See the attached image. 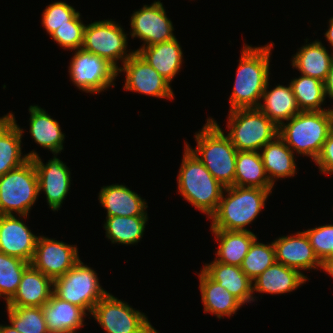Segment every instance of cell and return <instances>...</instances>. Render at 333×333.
<instances>
[{
	"label": "cell",
	"mask_w": 333,
	"mask_h": 333,
	"mask_svg": "<svg viewBox=\"0 0 333 333\" xmlns=\"http://www.w3.org/2000/svg\"><path fill=\"white\" fill-rule=\"evenodd\" d=\"M107 333H148L153 326L144 313L107 293L91 313Z\"/></svg>",
	"instance_id": "10"
},
{
	"label": "cell",
	"mask_w": 333,
	"mask_h": 333,
	"mask_svg": "<svg viewBox=\"0 0 333 333\" xmlns=\"http://www.w3.org/2000/svg\"><path fill=\"white\" fill-rule=\"evenodd\" d=\"M325 96L333 99V64L328 72L327 78L324 81ZM332 111L333 109L330 108Z\"/></svg>",
	"instance_id": "41"
},
{
	"label": "cell",
	"mask_w": 333,
	"mask_h": 333,
	"mask_svg": "<svg viewBox=\"0 0 333 333\" xmlns=\"http://www.w3.org/2000/svg\"><path fill=\"white\" fill-rule=\"evenodd\" d=\"M234 186L272 189L265 168L257 151H238L235 165Z\"/></svg>",
	"instance_id": "31"
},
{
	"label": "cell",
	"mask_w": 333,
	"mask_h": 333,
	"mask_svg": "<svg viewBox=\"0 0 333 333\" xmlns=\"http://www.w3.org/2000/svg\"><path fill=\"white\" fill-rule=\"evenodd\" d=\"M126 73L124 89L144 95L173 99L170 82L161 76L143 57L134 52L117 69V73Z\"/></svg>",
	"instance_id": "12"
},
{
	"label": "cell",
	"mask_w": 333,
	"mask_h": 333,
	"mask_svg": "<svg viewBox=\"0 0 333 333\" xmlns=\"http://www.w3.org/2000/svg\"><path fill=\"white\" fill-rule=\"evenodd\" d=\"M180 167L178 191L195 208L208 215L216 211L225 189L185 145Z\"/></svg>",
	"instance_id": "5"
},
{
	"label": "cell",
	"mask_w": 333,
	"mask_h": 333,
	"mask_svg": "<svg viewBox=\"0 0 333 333\" xmlns=\"http://www.w3.org/2000/svg\"><path fill=\"white\" fill-rule=\"evenodd\" d=\"M71 59L69 74L78 89L93 94L115 86L117 69L107 60L82 48L77 49Z\"/></svg>",
	"instance_id": "11"
},
{
	"label": "cell",
	"mask_w": 333,
	"mask_h": 333,
	"mask_svg": "<svg viewBox=\"0 0 333 333\" xmlns=\"http://www.w3.org/2000/svg\"><path fill=\"white\" fill-rule=\"evenodd\" d=\"M297 106L300 111H325L321 107L325 102L324 82L320 79L301 74L290 81Z\"/></svg>",
	"instance_id": "33"
},
{
	"label": "cell",
	"mask_w": 333,
	"mask_h": 333,
	"mask_svg": "<svg viewBox=\"0 0 333 333\" xmlns=\"http://www.w3.org/2000/svg\"><path fill=\"white\" fill-rule=\"evenodd\" d=\"M175 37L172 40L147 47H140L137 52L143 57L161 76L169 82L180 71L183 62V51Z\"/></svg>",
	"instance_id": "23"
},
{
	"label": "cell",
	"mask_w": 333,
	"mask_h": 333,
	"mask_svg": "<svg viewBox=\"0 0 333 333\" xmlns=\"http://www.w3.org/2000/svg\"><path fill=\"white\" fill-rule=\"evenodd\" d=\"M259 153L267 177L273 185L276 179L293 177L297 172L294 152L279 136L267 143Z\"/></svg>",
	"instance_id": "27"
},
{
	"label": "cell",
	"mask_w": 333,
	"mask_h": 333,
	"mask_svg": "<svg viewBox=\"0 0 333 333\" xmlns=\"http://www.w3.org/2000/svg\"><path fill=\"white\" fill-rule=\"evenodd\" d=\"M269 80L262 95L264 103H260L259 109L278 127L284 121L290 120L300 112L291 85H278L268 90Z\"/></svg>",
	"instance_id": "28"
},
{
	"label": "cell",
	"mask_w": 333,
	"mask_h": 333,
	"mask_svg": "<svg viewBox=\"0 0 333 333\" xmlns=\"http://www.w3.org/2000/svg\"><path fill=\"white\" fill-rule=\"evenodd\" d=\"M292 67L303 75L325 81L333 64V54L328 53L321 41L315 40L299 48L292 58Z\"/></svg>",
	"instance_id": "30"
},
{
	"label": "cell",
	"mask_w": 333,
	"mask_h": 333,
	"mask_svg": "<svg viewBox=\"0 0 333 333\" xmlns=\"http://www.w3.org/2000/svg\"><path fill=\"white\" fill-rule=\"evenodd\" d=\"M204 312H210L221 319L231 317L243 305L227 289L212 280L202 269L198 274Z\"/></svg>",
	"instance_id": "25"
},
{
	"label": "cell",
	"mask_w": 333,
	"mask_h": 333,
	"mask_svg": "<svg viewBox=\"0 0 333 333\" xmlns=\"http://www.w3.org/2000/svg\"><path fill=\"white\" fill-rule=\"evenodd\" d=\"M0 333H20V332L17 331L12 324L7 326L0 324Z\"/></svg>",
	"instance_id": "44"
},
{
	"label": "cell",
	"mask_w": 333,
	"mask_h": 333,
	"mask_svg": "<svg viewBox=\"0 0 333 333\" xmlns=\"http://www.w3.org/2000/svg\"><path fill=\"white\" fill-rule=\"evenodd\" d=\"M211 231L219 242L215 260L226 265L241 266L250 246L257 238L251 231L220 229H211Z\"/></svg>",
	"instance_id": "29"
},
{
	"label": "cell",
	"mask_w": 333,
	"mask_h": 333,
	"mask_svg": "<svg viewBox=\"0 0 333 333\" xmlns=\"http://www.w3.org/2000/svg\"><path fill=\"white\" fill-rule=\"evenodd\" d=\"M148 333H159L154 327Z\"/></svg>",
	"instance_id": "45"
},
{
	"label": "cell",
	"mask_w": 333,
	"mask_h": 333,
	"mask_svg": "<svg viewBox=\"0 0 333 333\" xmlns=\"http://www.w3.org/2000/svg\"><path fill=\"white\" fill-rule=\"evenodd\" d=\"M202 270L223 288L227 289L243 305L254 301L252 280L242 271L240 266L226 265L216 260L205 264Z\"/></svg>",
	"instance_id": "24"
},
{
	"label": "cell",
	"mask_w": 333,
	"mask_h": 333,
	"mask_svg": "<svg viewBox=\"0 0 333 333\" xmlns=\"http://www.w3.org/2000/svg\"><path fill=\"white\" fill-rule=\"evenodd\" d=\"M31 136L35 143L54 154L61 153L65 135L57 120L51 118L44 109L38 105L29 107Z\"/></svg>",
	"instance_id": "26"
},
{
	"label": "cell",
	"mask_w": 333,
	"mask_h": 333,
	"mask_svg": "<svg viewBox=\"0 0 333 333\" xmlns=\"http://www.w3.org/2000/svg\"><path fill=\"white\" fill-rule=\"evenodd\" d=\"M9 322L20 333H48L42 307H6Z\"/></svg>",
	"instance_id": "35"
},
{
	"label": "cell",
	"mask_w": 333,
	"mask_h": 333,
	"mask_svg": "<svg viewBox=\"0 0 333 333\" xmlns=\"http://www.w3.org/2000/svg\"><path fill=\"white\" fill-rule=\"evenodd\" d=\"M321 269L324 270L325 272L330 274V276L333 277V257H330V258L326 259L322 263V268Z\"/></svg>",
	"instance_id": "42"
},
{
	"label": "cell",
	"mask_w": 333,
	"mask_h": 333,
	"mask_svg": "<svg viewBox=\"0 0 333 333\" xmlns=\"http://www.w3.org/2000/svg\"><path fill=\"white\" fill-rule=\"evenodd\" d=\"M131 37L141 39L142 47L163 43L175 38L173 25L167 17L163 4L154 1L150 6L134 12L130 21Z\"/></svg>",
	"instance_id": "13"
},
{
	"label": "cell",
	"mask_w": 333,
	"mask_h": 333,
	"mask_svg": "<svg viewBox=\"0 0 333 333\" xmlns=\"http://www.w3.org/2000/svg\"><path fill=\"white\" fill-rule=\"evenodd\" d=\"M319 167L321 173H333V127L325 140L322 150L314 161Z\"/></svg>",
	"instance_id": "40"
},
{
	"label": "cell",
	"mask_w": 333,
	"mask_h": 333,
	"mask_svg": "<svg viewBox=\"0 0 333 333\" xmlns=\"http://www.w3.org/2000/svg\"><path fill=\"white\" fill-rule=\"evenodd\" d=\"M276 262L298 271L322 268V263L314 253L305 232H297L292 236H282L273 242Z\"/></svg>",
	"instance_id": "17"
},
{
	"label": "cell",
	"mask_w": 333,
	"mask_h": 333,
	"mask_svg": "<svg viewBox=\"0 0 333 333\" xmlns=\"http://www.w3.org/2000/svg\"><path fill=\"white\" fill-rule=\"evenodd\" d=\"M26 155L35 165L39 194L40 191H44L49 207L53 211H58L70 189V169L55 154L46 164L35 151Z\"/></svg>",
	"instance_id": "15"
},
{
	"label": "cell",
	"mask_w": 333,
	"mask_h": 333,
	"mask_svg": "<svg viewBox=\"0 0 333 333\" xmlns=\"http://www.w3.org/2000/svg\"><path fill=\"white\" fill-rule=\"evenodd\" d=\"M38 237L17 215H0V252L31 263Z\"/></svg>",
	"instance_id": "16"
},
{
	"label": "cell",
	"mask_w": 333,
	"mask_h": 333,
	"mask_svg": "<svg viewBox=\"0 0 333 333\" xmlns=\"http://www.w3.org/2000/svg\"><path fill=\"white\" fill-rule=\"evenodd\" d=\"M148 216H113L106 217L104 229L106 237L122 245L136 244L143 237Z\"/></svg>",
	"instance_id": "32"
},
{
	"label": "cell",
	"mask_w": 333,
	"mask_h": 333,
	"mask_svg": "<svg viewBox=\"0 0 333 333\" xmlns=\"http://www.w3.org/2000/svg\"><path fill=\"white\" fill-rule=\"evenodd\" d=\"M325 38H327V41L331 44V46L333 47V17L330 18L329 20V28L325 33ZM333 54V51H332Z\"/></svg>",
	"instance_id": "43"
},
{
	"label": "cell",
	"mask_w": 333,
	"mask_h": 333,
	"mask_svg": "<svg viewBox=\"0 0 333 333\" xmlns=\"http://www.w3.org/2000/svg\"><path fill=\"white\" fill-rule=\"evenodd\" d=\"M286 123L279 126L278 136L293 152L315 161L333 127V111H300Z\"/></svg>",
	"instance_id": "4"
},
{
	"label": "cell",
	"mask_w": 333,
	"mask_h": 333,
	"mask_svg": "<svg viewBox=\"0 0 333 333\" xmlns=\"http://www.w3.org/2000/svg\"><path fill=\"white\" fill-rule=\"evenodd\" d=\"M301 271L275 262L252 280L253 293L283 294L292 292L307 281Z\"/></svg>",
	"instance_id": "20"
},
{
	"label": "cell",
	"mask_w": 333,
	"mask_h": 333,
	"mask_svg": "<svg viewBox=\"0 0 333 333\" xmlns=\"http://www.w3.org/2000/svg\"><path fill=\"white\" fill-rule=\"evenodd\" d=\"M256 238L241 264L242 271L254 280L268 267L276 262L275 247L271 244L260 243ZM258 241V242H257Z\"/></svg>",
	"instance_id": "36"
},
{
	"label": "cell",
	"mask_w": 333,
	"mask_h": 333,
	"mask_svg": "<svg viewBox=\"0 0 333 333\" xmlns=\"http://www.w3.org/2000/svg\"><path fill=\"white\" fill-rule=\"evenodd\" d=\"M79 260L76 245L39 236L30 264L54 280L63 276Z\"/></svg>",
	"instance_id": "14"
},
{
	"label": "cell",
	"mask_w": 333,
	"mask_h": 333,
	"mask_svg": "<svg viewBox=\"0 0 333 333\" xmlns=\"http://www.w3.org/2000/svg\"><path fill=\"white\" fill-rule=\"evenodd\" d=\"M80 13L68 24L57 28L50 36L64 49L77 50L82 47L85 24L81 21Z\"/></svg>",
	"instance_id": "38"
},
{
	"label": "cell",
	"mask_w": 333,
	"mask_h": 333,
	"mask_svg": "<svg viewBox=\"0 0 333 333\" xmlns=\"http://www.w3.org/2000/svg\"><path fill=\"white\" fill-rule=\"evenodd\" d=\"M42 309L48 331L56 333H75L84 326V317L87 315L84 309L63 301L54 294Z\"/></svg>",
	"instance_id": "22"
},
{
	"label": "cell",
	"mask_w": 333,
	"mask_h": 333,
	"mask_svg": "<svg viewBox=\"0 0 333 333\" xmlns=\"http://www.w3.org/2000/svg\"><path fill=\"white\" fill-rule=\"evenodd\" d=\"M53 294V280L31 264L24 270L15 295L6 307H42Z\"/></svg>",
	"instance_id": "18"
},
{
	"label": "cell",
	"mask_w": 333,
	"mask_h": 333,
	"mask_svg": "<svg viewBox=\"0 0 333 333\" xmlns=\"http://www.w3.org/2000/svg\"><path fill=\"white\" fill-rule=\"evenodd\" d=\"M195 149L185 145L198 157L212 176L225 188L234 186L237 149L213 118L207 119L195 134Z\"/></svg>",
	"instance_id": "2"
},
{
	"label": "cell",
	"mask_w": 333,
	"mask_h": 333,
	"mask_svg": "<svg viewBox=\"0 0 333 333\" xmlns=\"http://www.w3.org/2000/svg\"><path fill=\"white\" fill-rule=\"evenodd\" d=\"M304 232L321 263L333 257V224L311 228Z\"/></svg>",
	"instance_id": "39"
},
{
	"label": "cell",
	"mask_w": 333,
	"mask_h": 333,
	"mask_svg": "<svg viewBox=\"0 0 333 333\" xmlns=\"http://www.w3.org/2000/svg\"><path fill=\"white\" fill-rule=\"evenodd\" d=\"M127 35L123 28L111 20L93 22L85 26L82 49L107 60L116 69L135 52L127 54Z\"/></svg>",
	"instance_id": "9"
},
{
	"label": "cell",
	"mask_w": 333,
	"mask_h": 333,
	"mask_svg": "<svg viewBox=\"0 0 333 333\" xmlns=\"http://www.w3.org/2000/svg\"><path fill=\"white\" fill-rule=\"evenodd\" d=\"M42 25L49 35L57 28L68 24L79 12L66 2L58 1L46 6L42 12Z\"/></svg>",
	"instance_id": "37"
},
{
	"label": "cell",
	"mask_w": 333,
	"mask_h": 333,
	"mask_svg": "<svg viewBox=\"0 0 333 333\" xmlns=\"http://www.w3.org/2000/svg\"><path fill=\"white\" fill-rule=\"evenodd\" d=\"M99 202L107 210L106 217L147 216L145 199L125 185L112 184L101 187Z\"/></svg>",
	"instance_id": "19"
},
{
	"label": "cell",
	"mask_w": 333,
	"mask_h": 333,
	"mask_svg": "<svg viewBox=\"0 0 333 333\" xmlns=\"http://www.w3.org/2000/svg\"><path fill=\"white\" fill-rule=\"evenodd\" d=\"M23 132L12 113L0 117V177L29 160L21 153Z\"/></svg>",
	"instance_id": "21"
},
{
	"label": "cell",
	"mask_w": 333,
	"mask_h": 333,
	"mask_svg": "<svg viewBox=\"0 0 333 333\" xmlns=\"http://www.w3.org/2000/svg\"><path fill=\"white\" fill-rule=\"evenodd\" d=\"M271 193L272 189L238 186L225 188L216 211L209 218L212 220L210 228L250 231L245 227L265 207V201Z\"/></svg>",
	"instance_id": "3"
},
{
	"label": "cell",
	"mask_w": 333,
	"mask_h": 333,
	"mask_svg": "<svg viewBox=\"0 0 333 333\" xmlns=\"http://www.w3.org/2000/svg\"><path fill=\"white\" fill-rule=\"evenodd\" d=\"M227 137L237 151L259 152L278 136L279 127L259 108L230 110Z\"/></svg>",
	"instance_id": "6"
},
{
	"label": "cell",
	"mask_w": 333,
	"mask_h": 333,
	"mask_svg": "<svg viewBox=\"0 0 333 333\" xmlns=\"http://www.w3.org/2000/svg\"><path fill=\"white\" fill-rule=\"evenodd\" d=\"M274 43L264 47H243L236 72L230 110L258 108L269 80L270 54Z\"/></svg>",
	"instance_id": "1"
},
{
	"label": "cell",
	"mask_w": 333,
	"mask_h": 333,
	"mask_svg": "<svg viewBox=\"0 0 333 333\" xmlns=\"http://www.w3.org/2000/svg\"><path fill=\"white\" fill-rule=\"evenodd\" d=\"M39 197L38 178L32 159L0 177V215L27 217Z\"/></svg>",
	"instance_id": "7"
},
{
	"label": "cell",
	"mask_w": 333,
	"mask_h": 333,
	"mask_svg": "<svg viewBox=\"0 0 333 333\" xmlns=\"http://www.w3.org/2000/svg\"><path fill=\"white\" fill-rule=\"evenodd\" d=\"M30 263L0 252V297L6 303L15 295L24 270Z\"/></svg>",
	"instance_id": "34"
},
{
	"label": "cell",
	"mask_w": 333,
	"mask_h": 333,
	"mask_svg": "<svg viewBox=\"0 0 333 333\" xmlns=\"http://www.w3.org/2000/svg\"><path fill=\"white\" fill-rule=\"evenodd\" d=\"M107 293L99 284L97 273L81 260L63 276L53 280V294L56 297L79 306L90 315Z\"/></svg>",
	"instance_id": "8"
}]
</instances>
